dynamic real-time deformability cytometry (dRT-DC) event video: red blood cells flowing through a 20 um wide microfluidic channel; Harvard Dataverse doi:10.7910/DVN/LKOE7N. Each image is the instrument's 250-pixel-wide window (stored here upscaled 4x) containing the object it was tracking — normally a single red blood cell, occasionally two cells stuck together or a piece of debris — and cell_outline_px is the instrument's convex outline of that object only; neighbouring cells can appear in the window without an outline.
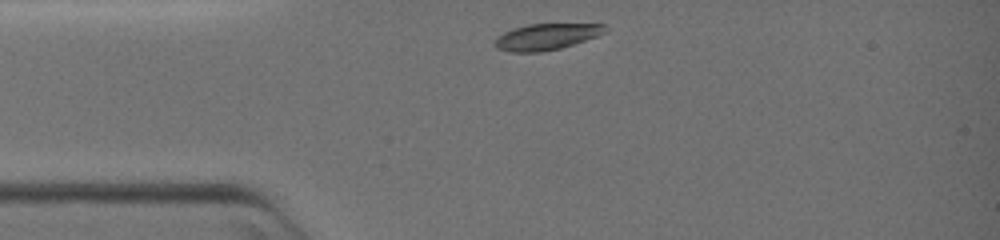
{"species": "common noctule bat (a hibernating species)", "species_latin": "Nyctalus noctula", "temperature_condition": "warm", "stored_images_in_passage": 38, "camera_frame_rate_fps": 3000, "um_per_image_px": 0.085, "animal": {"sex": "female", "body_mass_g": 19.0, "forearm_length_mm": 51.5}, "frame": {"image": 1, "passage_image": 1, "time_ms": 0.0, "image_size_px": [1000, 240], "cell_outline_px": [[604, 32], [596, 36], [560, 48], [540, 52], [512, 52], [496, 48], [496, 40], [504, 32], [528, 24], [604, 24]], "centroid_in_image_um": [46.42, 3.12], "position_along_channel_um": 38.6, "area_um2": 16.3}}
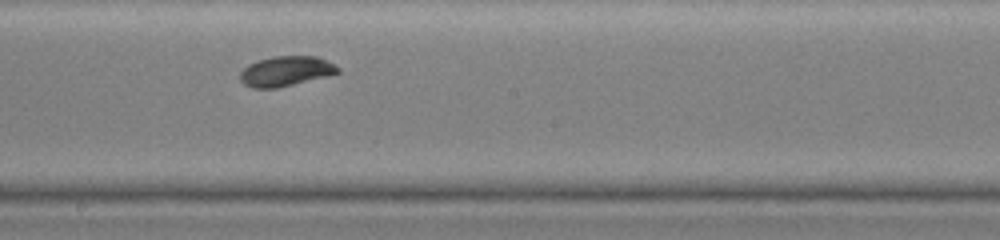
{"frame": {"image": 2, "passage_image": 20, "time_ms": 6.333, "image_size_px": [1000, 240], "cell_outline_px": [[340, 72], [328, 76], [276, 88], [252, 88], [244, 84], [240, 80], [240, 72], [248, 64], [256, 60], [272, 56], [316, 56], [340, 68]], "centroid_in_image_um": [24.26, 6.05], "position_along_channel_um": 223.9, "area_um2": 17.05}}
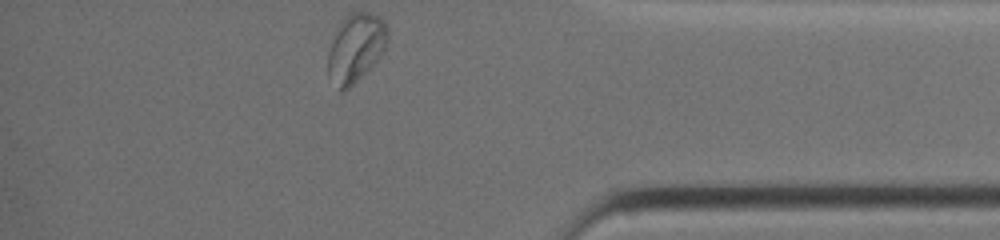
{"frame": {"image": 3, "passage_image": 38, "time_ms": 12.333, "image_size_px": [1000, 240], "cell_outline_px": [[388, 40], [380, 56], [344, 92], [340, 92], [328, 76], [328, 52], [332, 40], [348, 12], [376, 12], [384, 20], [388, 28]], "centroid_in_image_um": [30.25, 4.03], "position_along_channel_um": 404.9, "area_um2": 23.58}}